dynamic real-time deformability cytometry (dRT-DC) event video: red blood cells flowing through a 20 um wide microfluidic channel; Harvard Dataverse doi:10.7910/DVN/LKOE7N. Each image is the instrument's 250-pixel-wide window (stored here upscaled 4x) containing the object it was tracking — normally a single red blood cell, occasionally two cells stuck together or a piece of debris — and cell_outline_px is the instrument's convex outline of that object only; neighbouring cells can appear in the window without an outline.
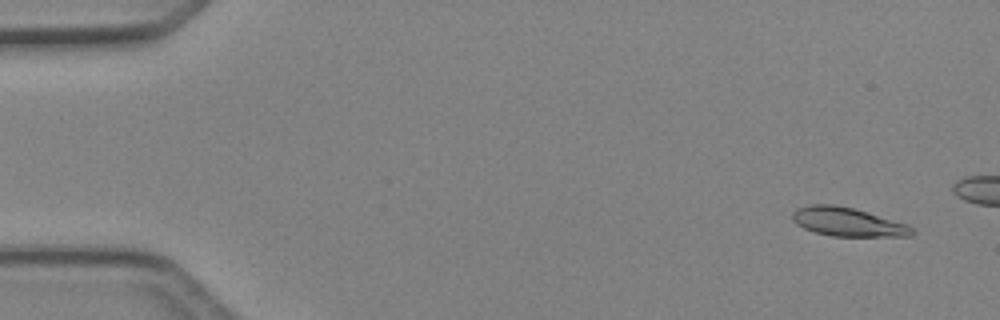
{"species": "Egyptian fruit bat (a non-hibernating species)", "species_latin": "Rousettus aegyptiacus", "temperature_condition": "cold", "stored_images_in_passage": 14, "camera_frame_rate_fps": 3000, "um_per_image_px": 0.085, "animal": {"sex": "female"}, "frame": {"image": 1, "passage_image": 3, "time_ms": 0.667, "image_size_px": [1000, 320], "cell_outline_px": [[916, 232], [912, 236], [832, 236], [816, 232], [804, 228], [796, 224], [792, 220], [792, 212], [796, 208], [808, 204], [832, 204], [852, 208], [908, 224]], "centroid_in_image_um": [72.03, 18.86], "position_along_channel_um": 13.0, "area_um2": 20.0}}